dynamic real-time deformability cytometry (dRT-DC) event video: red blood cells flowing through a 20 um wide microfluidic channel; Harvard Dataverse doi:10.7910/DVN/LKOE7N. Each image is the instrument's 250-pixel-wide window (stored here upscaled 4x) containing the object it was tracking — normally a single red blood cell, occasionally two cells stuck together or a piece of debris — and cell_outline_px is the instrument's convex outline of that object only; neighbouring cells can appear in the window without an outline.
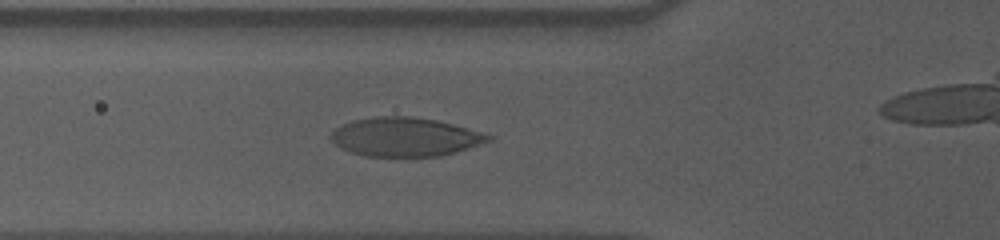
{"species": "human", "species_latin": "Homo sapiens", "temperature_condition": "cold", "stored_images_in_passage": 34, "camera_frame_rate_fps": 3000, "um_per_image_px": 0.085, "donor": {"sex": "male"}, "frame": {"image": 1, "passage_image": 7, "time_ms": 2.0, "image_size_px": [1000, 240], "cell_outline_px": [[492, 140], [456, 152], [440, 156], [404, 160], [364, 156], [340, 148], [328, 136], [340, 124], [352, 120], [372, 116], [412, 116], [436, 120], [452, 124], [480, 132], [492, 136]], "centroid_in_image_um": [34.38, 11.68], "position_along_channel_um": 91.4, "area_um2": 36.7}}
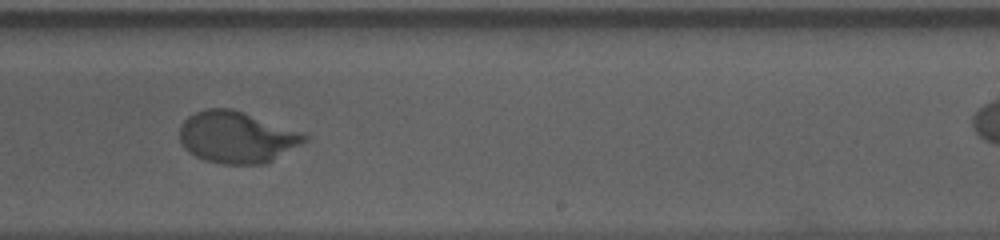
{"frame": {"image": 2, "passage_image": 22, "time_ms": 7.0, "image_size_px": [1000, 240], "cell_outline_px": [[308, 140], [268, 164], [224, 164], [204, 160], [188, 152], [180, 144], [180, 124], [188, 116], [196, 112], [208, 108], [232, 108], [304, 132], [308, 136]], "centroid_in_image_um": [20.14, 11.67], "position_along_channel_um": 268.9, "area_um2": 37.97}}
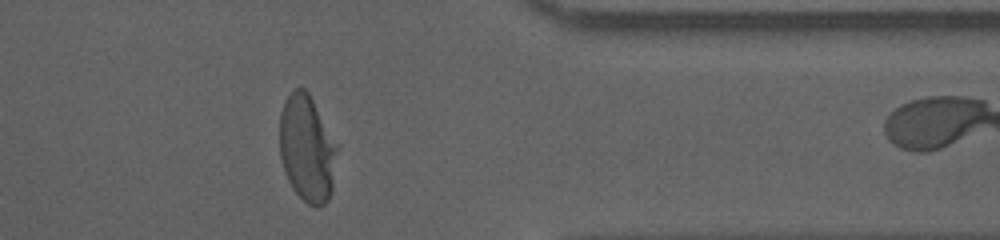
{"frame": {"image": 3, "passage_image": 33, "time_ms": 10.667, "image_size_px": [1000, 240], "cell_outline_px": [[340, 144], [332, 192], [328, 200], [324, 204], [316, 208], [308, 204], [292, 188], [288, 180], [280, 156], [280, 112], [284, 100], [296, 88], [304, 88], [308, 92]], "centroid_in_image_um": [26.15, 12.62], "position_along_channel_um": 385.2, "area_um2": 36.53}}